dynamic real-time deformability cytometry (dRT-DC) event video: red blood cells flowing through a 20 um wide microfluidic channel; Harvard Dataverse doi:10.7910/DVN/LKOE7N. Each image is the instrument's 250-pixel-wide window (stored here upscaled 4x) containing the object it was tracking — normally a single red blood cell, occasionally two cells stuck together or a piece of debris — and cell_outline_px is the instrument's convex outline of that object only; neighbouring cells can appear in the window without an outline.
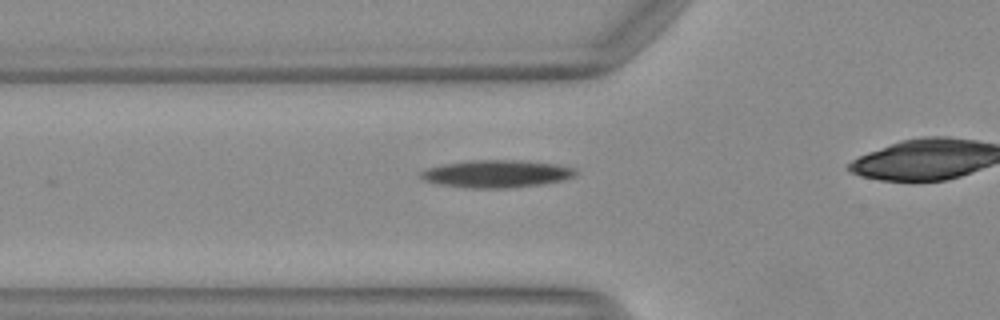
{"species": "Egyptian fruit bat (a non-hibernating species)", "species_latin": "Rousettus aegyptiacus", "temperature_condition": "warm", "stored_images_in_passage": 26, "camera_frame_rate_fps": 3000, "um_per_image_px": 0.085, "animal": {"sex": "female"}, "frame": {"image": 1, "passage_image": 4, "time_ms": 1.0, "image_size_px": [1000, 320], "cell_outline_px": [[576, 172], [572, 176], [564, 180], [544, 184], [504, 188], [468, 188], [436, 184], [420, 180], [420, 172], [428, 168], [440, 164], [468, 160], [520, 160], [556, 164], [576, 168]], "centroid_in_image_um": [42.15, 14.77], "position_along_channel_um": 83.7, "area_um2": 25.09}}
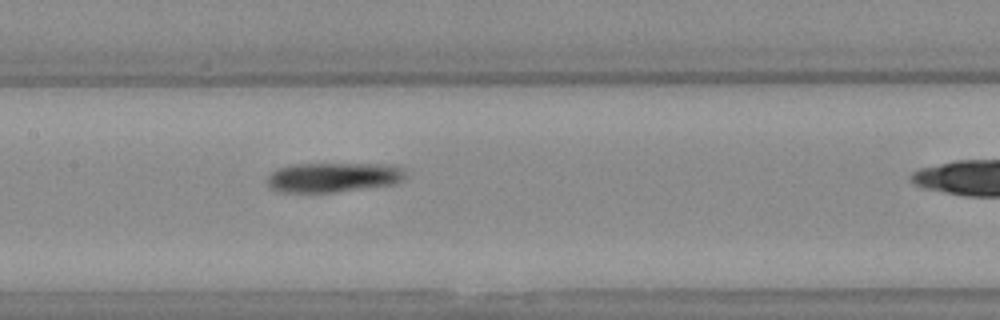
{"frame": {"image": 2, "passage_image": 11, "time_ms": 3.333, "image_size_px": [1000, 320], "cell_outline_px": [[404, 176], [396, 184], [332, 192], [280, 192], [268, 188], [268, 176], [276, 168], [288, 164], [392, 164], [404, 168]], "centroid_in_image_um": [28.29, 15.06], "position_along_channel_um": 179.1, "area_um2": 23.99}}
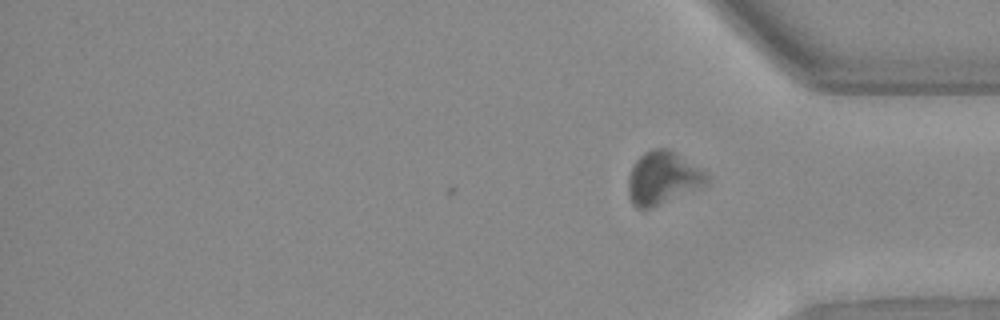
{"frame": {"image": 3, "passage_image": 26, "time_ms": 8.333, "image_size_px": [1000, 320], "cell_outline_px": [[708, 180], [704, 184], [648, 208], [636, 208], [632, 204], [628, 196], [628, 180], [632, 168], [636, 160], [644, 152], [652, 148], [668, 148], [700, 168], [708, 176]], "centroid_in_image_um": [56.26, 15.09], "position_along_channel_um": 378.9, "area_um2": 23.29}, "authors_computed_cell_mechanics": {"area_um2": 24.1893, "velocity_mm_per_s": 4.0832, "shape_relaxation_time_tau1_ms": null, "shape_relaxation_time_tau2_ms": 2.5486, "deformation_change_tau1": null, "deformation_change_tau2": 0.0803}}